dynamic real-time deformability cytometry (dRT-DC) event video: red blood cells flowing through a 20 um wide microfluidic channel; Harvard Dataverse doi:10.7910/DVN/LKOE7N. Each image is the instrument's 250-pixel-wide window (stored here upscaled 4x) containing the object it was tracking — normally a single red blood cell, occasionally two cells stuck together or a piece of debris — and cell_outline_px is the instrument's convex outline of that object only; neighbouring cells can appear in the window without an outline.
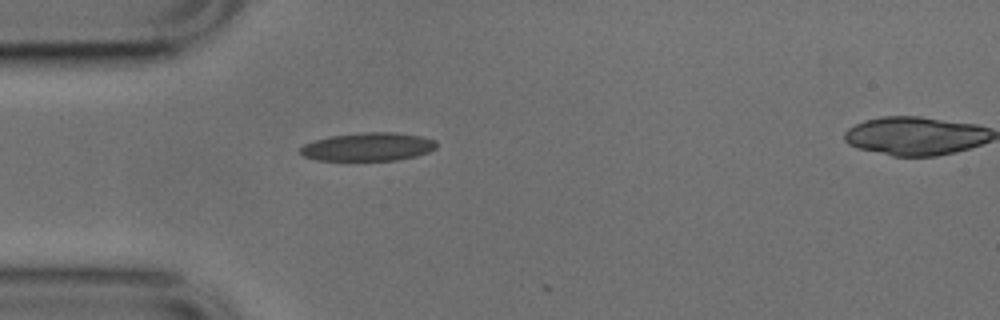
{"species": "common noctule bat (a hibernating species)", "species_latin": "Nyctalus noctula", "temperature_condition": "cold", "stored_images_in_passage": 4, "camera_frame_rate_fps": 3000, "um_per_image_px": 0.085, "animal": {"sex": "male", "body_mass_g": 17.9, "forearm_length_mm": 54.2}, "frame": {"image": 1, "passage_image": 1, "time_ms": 0.0, "image_size_px": [1000, 320], "cell_outline_px": [[436, 148], [428, 152], [416, 156], [396, 160], [316, 160], [304, 156], [300, 152], [300, 148], [304, 144], [328, 136], [364, 132], [396, 132], [420, 136], [436, 140]], "centroid_in_image_um": [31.29, 12.47], "position_along_channel_um": 53.7, "area_um2": 22.43}}